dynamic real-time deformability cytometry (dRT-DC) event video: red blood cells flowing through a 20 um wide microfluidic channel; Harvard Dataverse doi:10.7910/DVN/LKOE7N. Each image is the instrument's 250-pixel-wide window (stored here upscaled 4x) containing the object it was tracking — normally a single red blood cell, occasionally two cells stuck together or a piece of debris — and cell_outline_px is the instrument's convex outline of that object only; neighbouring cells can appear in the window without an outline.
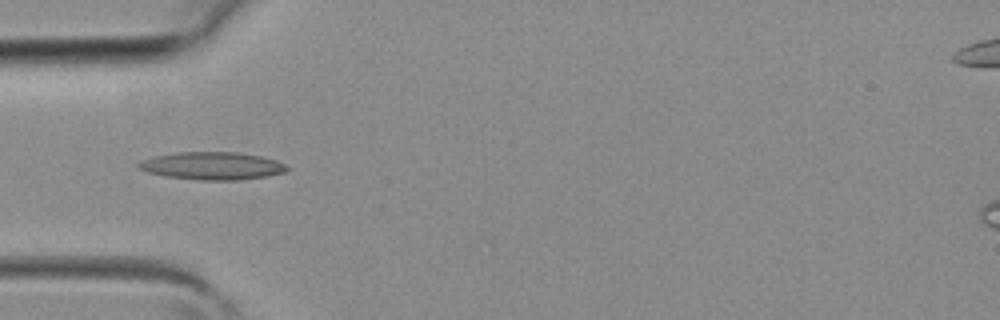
{"species": "common noctule bat (a hibernating species)", "species_latin": "Nyctalus noctula", "temperature_condition": "room temperature", "stored_images_in_passage": 2, "camera_frame_rate_fps": 3000, "um_per_image_px": 0.085, "animal": {"sex": "female", "body_mass_g": 19.3, "forearm_length_mm": 54.1}, "frame": {"image": 1, "passage_image": 2, "time_ms": 0.333, "image_size_px": [1000, 320], "cell_outline_px": [[288, 168], [284, 172], [268, 176], [236, 180], [200, 180], [168, 176], [148, 172], [140, 168], [136, 164], [140, 160], [156, 156], [176, 152], [236, 152], [260, 156], [276, 160], [284, 164]], "centroid_in_image_um": [18.03, 14.09], "position_along_channel_um": 67.0, "area_um2": 23.7}}